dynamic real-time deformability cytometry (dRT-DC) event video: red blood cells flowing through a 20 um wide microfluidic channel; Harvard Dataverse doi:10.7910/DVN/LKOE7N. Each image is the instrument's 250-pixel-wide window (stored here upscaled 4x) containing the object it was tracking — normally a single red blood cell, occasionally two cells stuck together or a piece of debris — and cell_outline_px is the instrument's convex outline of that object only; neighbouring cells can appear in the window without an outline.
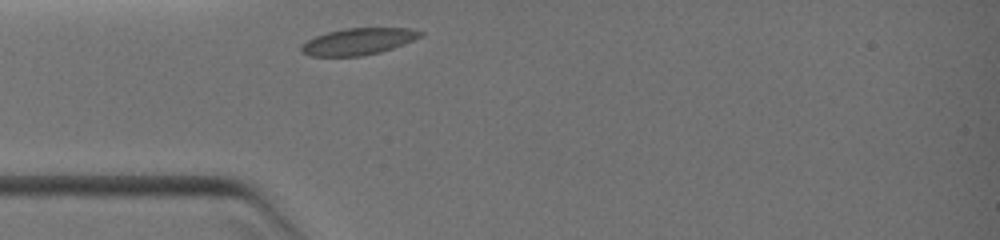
{"species": "common noctule bat (a hibernating species)", "species_latin": "Nyctalus noctula", "temperature_condition": "warm", "stored_images_in_passage": 1, "camera_frame_rate_fps": 3000, "um_per_image_px": 0.085, "animal": {"sex": "female", "body_mass_g": 19.0, "forearm_length_mm": 51.5}, "frame": {"image": 1, "passage_image": 1, "time_ms": 0.0, "image_size_px": [1000, 240], "cell_outline_px": [[424, 36], [392, 48], [380, 52], [360, 56], [308, 56], [300, 52], [300, 44], [316, 36], [328, 32], [344, 28], [408, 28], [424, 32]], "centroid_in_image_um": [30.43, 3.53], "position_along_channel_um": 54.6, "area_um2": 18.55}}